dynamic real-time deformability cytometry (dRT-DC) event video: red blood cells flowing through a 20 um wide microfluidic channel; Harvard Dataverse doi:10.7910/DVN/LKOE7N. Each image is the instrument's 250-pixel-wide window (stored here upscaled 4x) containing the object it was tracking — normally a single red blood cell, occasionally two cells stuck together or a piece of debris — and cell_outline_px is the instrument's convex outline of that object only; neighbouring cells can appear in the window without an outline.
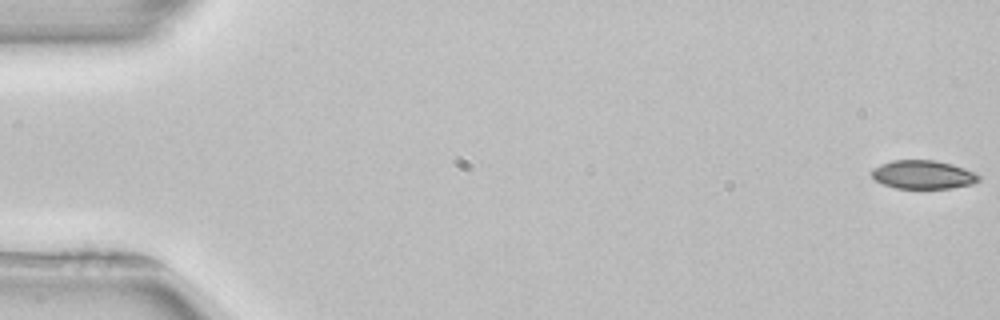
{"species": "common noctule bat (a hibernating species)", "species_latin": "Nyctalus noctula", "temperature_condition": "room temperature", "stored_images_in_passage": 53, "camera_frame_rate_fps": 3000, "um_per_image_px": 0.085, "animal": {"sex": "female", "body_mass_g": 22.7, "forearm_length_mm": 54.2}, "frame": {"image": 1, "passage_image": 1, "time_ms": 0.0, "image_size_px": [1000, 320], "cell_outline_px": [[980, 180], [972, 184], [952, 188], [896, 188], [884, 184], [876, 180], [872, 176], [872, 168], [880, 164], [892, 160], [936, 160], [952, 164], [976, 172], [980, 176]], "centroid_in_image_um": [78.48, 14.83], "position_along_channel_um": 6.5, "area_um2": 17.86}}
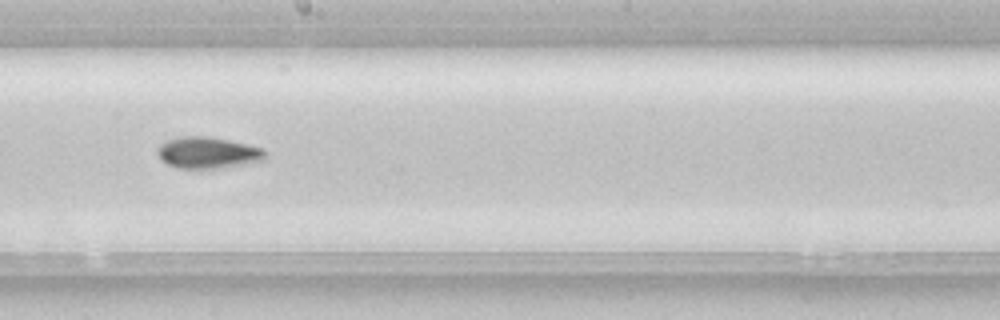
{"frame": {"image": 2, "passage_image": 30, "time_ms": 9.667, "image_size_px": [1000, 320], "cell_outline_px": [[268, 156], [264, 160], [216, 168], [176, 168], [160, 160], [156, 152], [160, 144], [168, 140], [180, 136], [208, 136], [228, 140], [264, 148]], "centroid_in_image_um": [17.64, 12.97], "position_along_channel_um": 230.6, "area_um2": 19.71}}
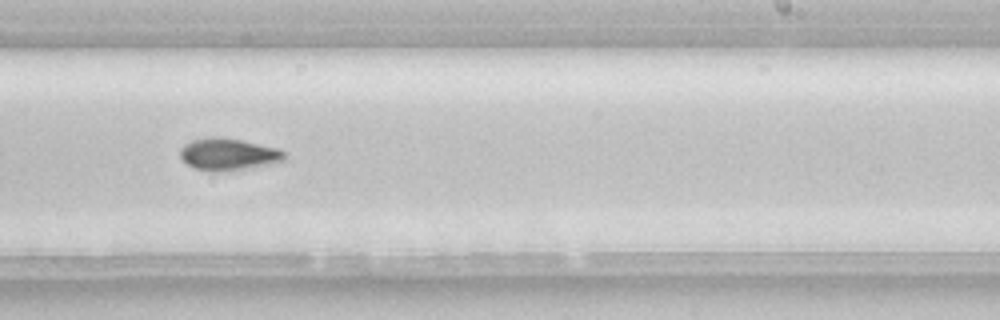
{"frame": {"image": 3, "passage_image": 33, "time_ms": 10.667, "image_size_px": [1000, 320], "cell_outline_px": [[284, 160], [276, 164], [220, 172], [192, 168], [180, 156], [180, 148], [184, 144], [192, 140], [212, 136], [240, 140], [276, 148], [284, 152]], "centroid_in_image_um": [19.39, 13.13], "position_along_channel_um": 269.6, "area_um2": 19.36}, "authors_computed_cell_mechanics": {"area_um2": 18.8428, "velocity_mm_per_s": 3.9411, "shape_relaxation_time_tau1_ms": 4.6738, "shape_relaxation_time_tau2_ms": null, "deformation_change_tau1": 0.1026, "deformation_change_tau2": null}}